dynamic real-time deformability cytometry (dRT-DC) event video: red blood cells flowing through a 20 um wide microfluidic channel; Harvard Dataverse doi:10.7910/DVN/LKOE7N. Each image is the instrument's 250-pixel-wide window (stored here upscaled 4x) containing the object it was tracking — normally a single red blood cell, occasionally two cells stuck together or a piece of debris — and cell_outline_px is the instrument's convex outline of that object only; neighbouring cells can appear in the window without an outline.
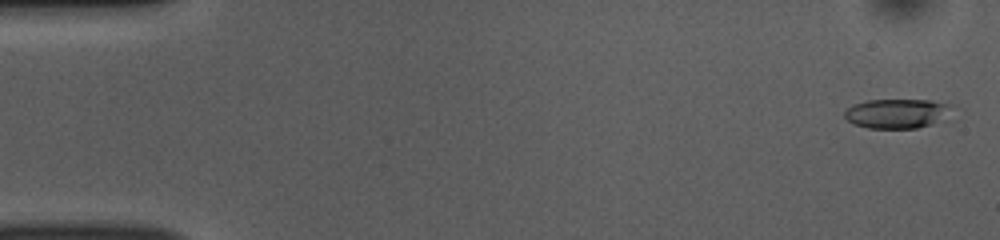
{"species": "common noctule bat (a hibernating species)", "species_latin": "Nyctalus noctula", "temperature_condition": "room temperature", "stored_images_in_passage": 52, "camera_frame_rate_fps": 3000, "um_per_image_px": 0.085, "animal": {"sex": "female", "body_mass_g": 10.0, "forearm_length_mm": 53.1}, "frame": {"image": 1, "passage_image": 2, "time_ms": 0.333, "image_size_px": [1000, 240], "cell_outline_px": [[948, 104], [932, 124], [916, 128], [868, 128], [852, 124], [844, 116], [844, 112], [852, 104], [868, 100], [932, 100]], "centroid_in_image_um": [76.02, 9.64], "position_along_channel_um": 9.0, "area_um2": 17.57}}
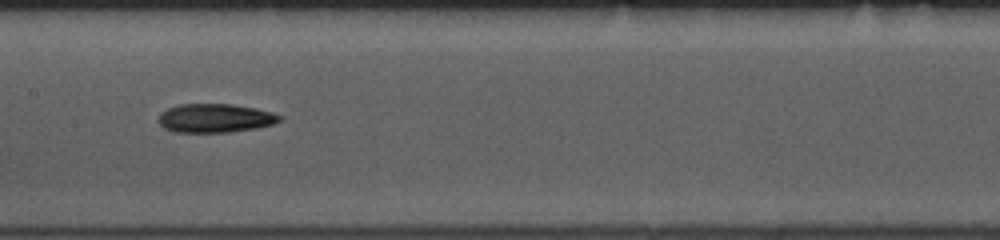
{"frame": {"image": 2, "passage_image": 26, "time_ms": 8.333, "image_size_px": [1000, 240], "cell_outline_px": [[280, 120], [272, 124], [256, 128], [228, 132], [172, 132], [164, 128], [160, 124], [160, 112], [168, 108], [180, 104], [232, 104], [256, 108], [272, 112], [280, 116]], "centroid_in_image_um": [18.26, 10.04], "position_along_channel_um": 189.1, "area_um2": 20.17}}
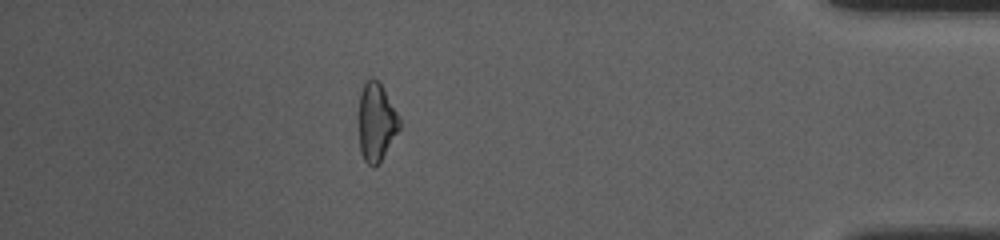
{"frame": {"image": 3, "passage_image": 46, "time_ms": 15.0, "image_size_px": [1000, 240], "cell_outline_px": [[400, 128], [380, 164], [372, 168], [364, 160], [360, 148], [360, 92], [364, 84], [372, 76], [380, 84], [400, 116]], "centroid_in_image_um": [32.01, 10.42], "position_along_channel_um": 403.2, "area_um2": 18.38}, "authors_computed_cell_mechanics": {"area_um2": 19.3052, "velocity_mm_per_s": 3.8679, "shape_relaxation_time_tau1_ms": 4.7108, "shape_relaxation_time_tau2_ms": null, "deformation_change_tau1": 0.1609, "deformation_change_tau2": null}}